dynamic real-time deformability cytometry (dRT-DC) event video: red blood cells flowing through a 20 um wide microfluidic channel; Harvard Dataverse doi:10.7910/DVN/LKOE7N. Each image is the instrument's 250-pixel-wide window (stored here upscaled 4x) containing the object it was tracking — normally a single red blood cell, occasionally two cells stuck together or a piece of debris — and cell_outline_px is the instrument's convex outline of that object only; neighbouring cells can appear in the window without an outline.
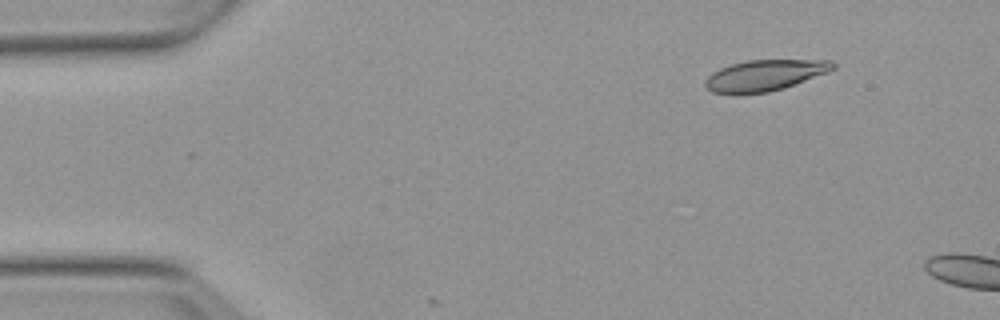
{"species": "Egyptian fruit bat (a non-hibernating species)", "species_latin": "Rousettus aegyptiacus", "temperature_condition": "warm", "stored_images_in_passage": 3, "camera_frame_rate_fps": 3000, "um_per_image_px": 0.085, "animal": {"sex": "female"}, "frame": {"image": 1, "passage_image": 2, "time_ms": 1.0, "image_size_px": [1000, 320], "cell_outline_px": [[836, 68], [828, 72], [784, 88], [768, 92], [736, 96], [712, 92], [704, 84], [704, 80], [712, 72], [720, 68], [732, 64], [748, 60], [832, 60], [836, 64]], "centroid_in_image_um": [64.97, 6.43], "position_along_channel_um": 20.0, "area_um2": 23.47}}